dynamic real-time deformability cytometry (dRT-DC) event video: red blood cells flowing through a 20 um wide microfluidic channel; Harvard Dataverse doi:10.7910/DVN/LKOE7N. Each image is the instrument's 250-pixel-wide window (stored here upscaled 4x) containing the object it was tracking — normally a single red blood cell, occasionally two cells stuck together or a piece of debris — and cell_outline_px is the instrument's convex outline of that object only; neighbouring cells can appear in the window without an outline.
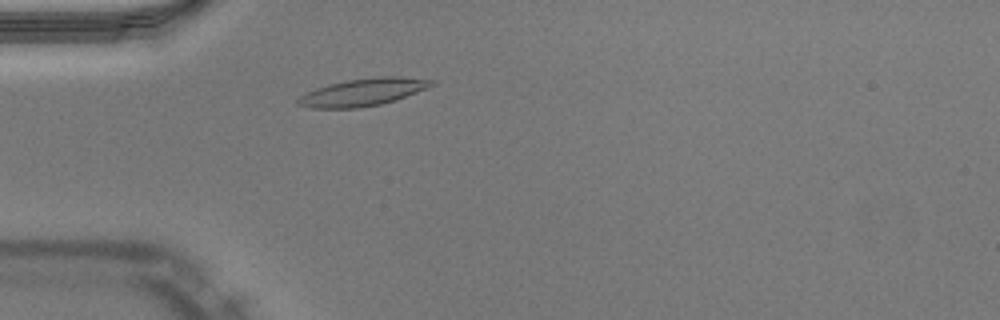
{"species": "Egyptian fruit bat (a non-hibernating species)", "species_latin": "Rousettus aegyptiacus", "temperature_condition": "warm", "stored_images_in_passage": 44, "camera_frame_rate_fps": 3000, "um_per_image_px": 0.085, "animal": {"sex": "male"}, "frame": {"image": 1, "passage_image": 8, "time_ms": 2.333, "image_size_px": [1000, 320], "cell_outline_px": [[436, 84], [428, 88], [396, 100], [380, 104], [356, 108], [312, 108], [296, 104], [296, 100], [300, 96], [316, 88], [328, 84], [348, 80], [380, 76], [400, 76], [436, 80]], "centroid_in_image_um": [30.89, 7.82], "position_along_channel_um": 54.1, "area_um2": 21.39}}
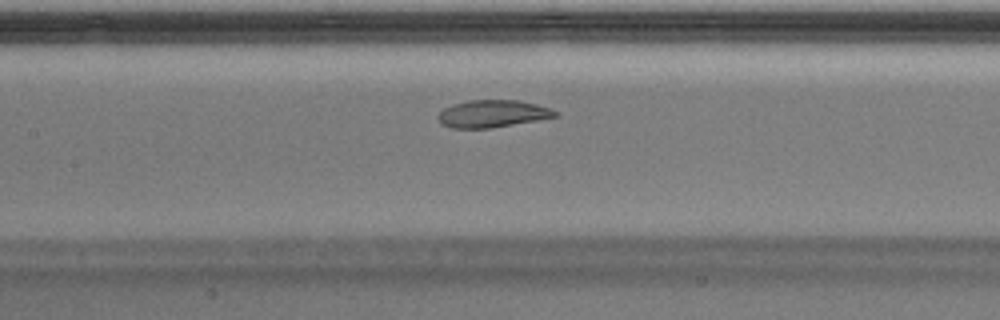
{"frame": {"image": 2, "passage_image": 17, "time_ms": 5.333, "image_size_px": [1000, 320], "cell_outline_px": [[560, 116], [492, 128], [452, 128], [440, 124], [436, 116], [444, 108], [452, 104], [468, 100], [516, 100], [536, 104], [552, 108], [560, 112]], "centroid_in_image_um": [41.88, 9.67], "position_along_channel_um": 165.5, "area_um2": 18.9}}
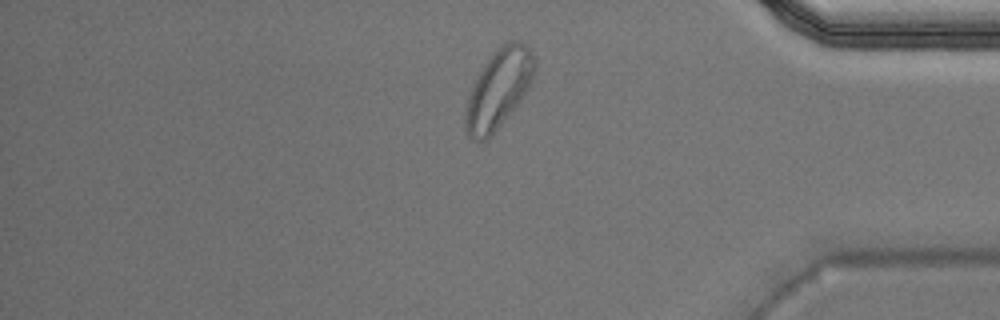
{"frame": {"image": 3, "passage_image": 36, "time_ms": 11.667, "image_size_px": [1000, 320], "cell_outline_px": [[536, 68], [524, 92], [516, 104], [500, 124], [484, 140], [472, 140], [468, 136], [464, 124], [464, 108], [472, 88], [484, 64], [504, 44], [512, 40], [520, 40], [532, 52], [536, 60]], "centroid_in_image_um": [42.35, 7.55], "position_along_channel_um": 392.8, "area_um2": 30.52}, "authors_computed_cell_mechanics": {"area_um2": 20.4901, "velocity_mm_per_s": 3.9557, "shape_relaxation_time_tau1_ms": 6.9368, "shape_relaxation_time_tau2_ms": 1.4836, "deformation_change_tau1": 0.2219, "deformation_change_tau2": 0.07}}